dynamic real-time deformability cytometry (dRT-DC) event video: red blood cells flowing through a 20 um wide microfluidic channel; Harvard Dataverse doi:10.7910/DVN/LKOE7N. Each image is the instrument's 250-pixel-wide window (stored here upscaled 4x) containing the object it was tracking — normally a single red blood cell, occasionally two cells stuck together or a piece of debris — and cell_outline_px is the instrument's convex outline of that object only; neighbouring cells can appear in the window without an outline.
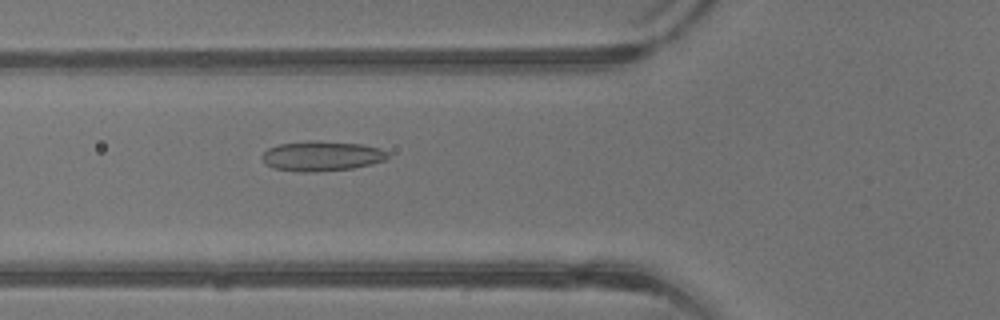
{"species": "common noctule bat (a hibernating species)", "species_latin": "Nyctalus noctula", "temperature_condition": "warm", "stored_images_in_passage": 41, "camera_frame_rate_fps": 3000, "um_per_image_px": 0.085, "animal": {"sex": "male", "body_mass_g": 13.3}, "frame": {"image": 1, "passage_image": 15, "time_ms": 4.667, "image_size_px": [1000, 320], "cell_outline_px": [[388, 156], [384, 160], [372, 164], [352, 168], [316, 172], [300, 172], [272, 168], [260, 156], [268, 148], [276, 144], [308, 140], [312, 140], [360, 144], [380, 148], [388, 152]], "centroid_in_image_um": [27.32, 13.26], "position_along_channel_um": 98.5, "area_um2": 22.02}}
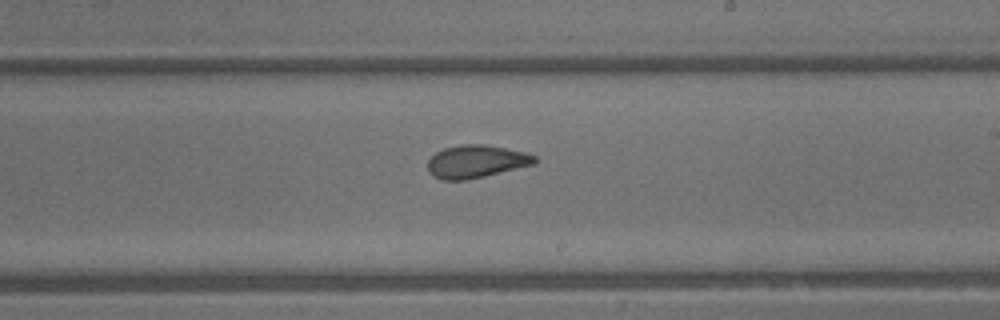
{"frame": {"image": 2, "passage_image": 24, "time_ms": 7.667, "image_size_px": [1000, 320], "cell_outline_px": [[540, 160], [536, 164], [484, 176], [464, 180], [440, 180], [432, 176], [428, 172], [428, 160], [436, 152], [444, 148], [460, 144], [484, 144], [528, 152], [536, 156]], "centroid_in_image_um": [40.5, 13.72], "position_along_channel_um": 248.5, "area_um2": 20.75}}
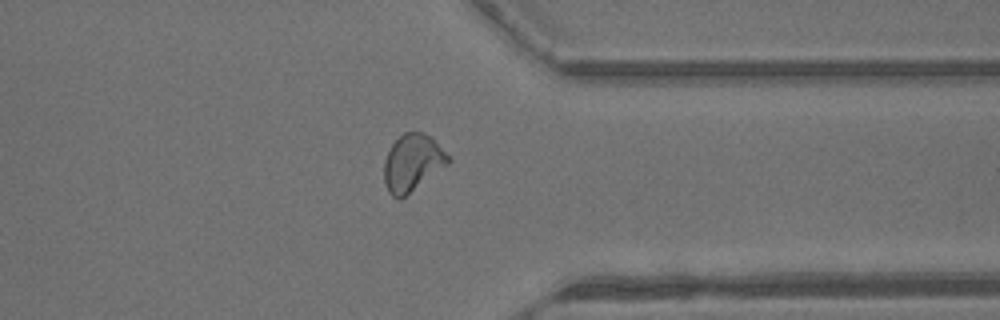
{"frame": {"image": 3, "passage_image": 32, "time_ms": 10.333, "image_size_px": [1000, 320], "cell_outline_px": [[452, 160], [448, 164], [400, 200], [392, 196], [388, 192], [384, 184], [384, 160], [392, 144], [404, 132], [424, 132], [432, 136]], "centroid_in_image_um": [35.05, 13.83], "position_along_channel_um": 376.3, "area_um2": 21.33}, "authors_computed_cell_mechanics": {"area_um2": 21.675, "velocity_mm_per_s": 4.9952, "shape_relaxation_time_tau1_ms": 10.2947, "shape_relaxation_time_tau2_ms": 1.1588, "deformation_change_tau1": 0.2704, "deformation_change_tau2": 0.075}}